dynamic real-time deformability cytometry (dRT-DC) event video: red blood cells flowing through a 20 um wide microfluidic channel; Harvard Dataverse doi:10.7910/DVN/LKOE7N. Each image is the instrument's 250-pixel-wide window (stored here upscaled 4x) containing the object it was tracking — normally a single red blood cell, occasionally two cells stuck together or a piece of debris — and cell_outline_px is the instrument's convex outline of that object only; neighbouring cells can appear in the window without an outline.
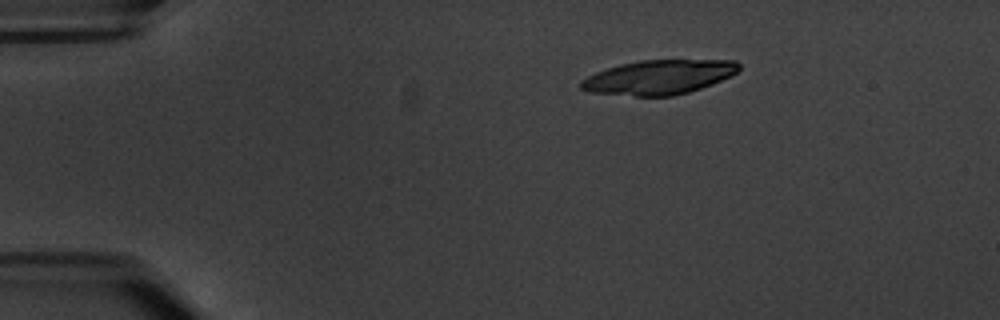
{"species": "common noctule bat (a hibernating species)", "species_latin": "Nyctalus noctula", "temperature_condition": "warm", "stored_images_in_passage": 4, "segment_of_instrument_passage": [1, 2], "camera_frame_rate_fps": 3000, "um_per_image_px": 0.085, "animal": {"sex": "male", "body_mass_g": 20.1, "forearm_length_mm": 53.5}, "frame": {"image": 1, "passage_image": 1, "time_ms": 0.0, "image_size_px": [1000, 320], "cell_outline_px": [[740, 68], [736, 72], [712, 84], [688, 92], [672, 96], [636, 96], [592, 92], [580, 88], [580, 80], [596, 72], [620, 64], [640, 60], [736, 60], [740, 64]], "centroid_in_image_um": [55.99, 6.55], "position_along_channel_um": 29.0, "area_um2": 31.39}}